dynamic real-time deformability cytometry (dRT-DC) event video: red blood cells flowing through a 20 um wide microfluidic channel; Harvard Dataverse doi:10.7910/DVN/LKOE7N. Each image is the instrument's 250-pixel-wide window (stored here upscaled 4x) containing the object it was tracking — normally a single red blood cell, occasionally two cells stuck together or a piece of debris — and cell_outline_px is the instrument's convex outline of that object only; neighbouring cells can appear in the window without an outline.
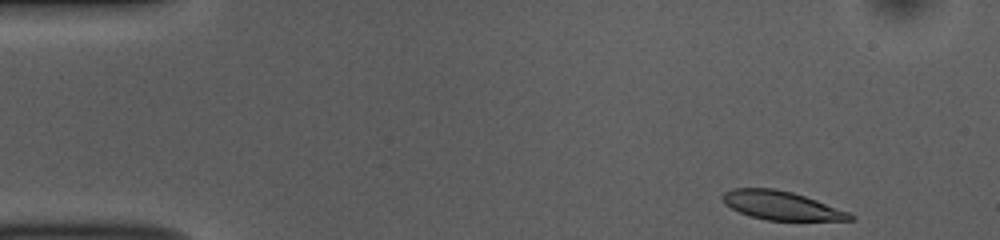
{"species": "common noctule bat (a hibernating species)", "species_latin": "Nyctalus noctula", "temperature_condition": "room temperature", "stored_images_in_passage": 48, "camera_frame_rate_fps": 3000, "um_per_image_px": 0.085, "animal": {"sex": "female", "body_mass_g": 10.0, "forearm_length_mm": 53.1}, "frame": {"image": 1, "passage_image": 1, "time_ms": 0.0, "image_size_px": [1000, 240], "cell_outline_px": [[856, 220], [768, 220], [752, 216], [740, 212], [724, 204], [720, 196], [724, 192], [732, 188], [772, 188], [792, 192], [816, 200], [848, 212], [856, 216]], "centroid_in_image_um": [66.39, 17.46], "position_along_channel_um": 18.6, "area_um2": 21.1}}
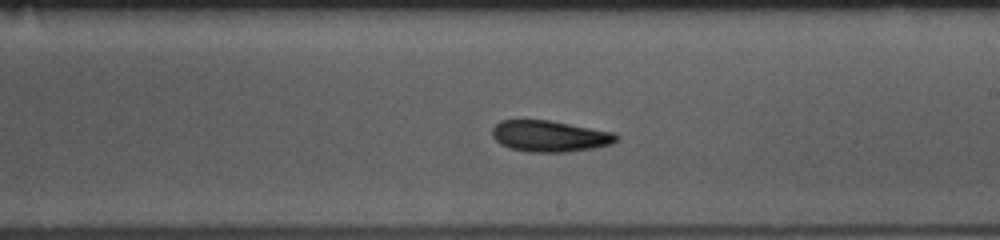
{"frame": {"image": 2, "passage_image": 26, "time_ms": 8.333, "image_size_px": [1000, 240], "cell_outline_px": [[620, 140], [612, 144], [596, 148], [568, 152], [528, 152], [512, 148], [500, 144], [492, 136], [492, 128], [500, 120], [548, 120], [612, 132], [620, 136]], "centroid_in_image_um": [46.75, 11.58], "position_along_channel_um": 242.2, "area_um2": 22.66}}
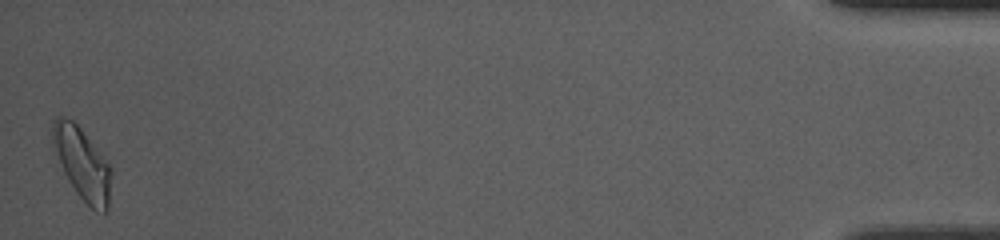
{"frame": {"image": 3, "passage_image": 48, "time_ms": 15.667, "image_size_px": [1000, 240], "cell_outline_px": [[112, 172], [108, 208], [104, 212], [96, 212], [76, 192], [68, 180], [52, 148], [52, 124], [56, 116], [64, 116], [72, 120], [80, 128], [112, 168]], "centroid_in_image_um": [6.97, 13.9], "position_along_channel_um": 428.2, "area_um2": 24.33}, "authors_computed_cell_mechanics": {"area_um2": 22.5131, "velocity_mm_per_s": 3.7659, "shape_relaxation_time_tau1_ms": 7.2862, "shape_relaxation_time_tau2_ms": null, "deformation_change_tau1": 0.1724, "deformation_change_tau2": null}}